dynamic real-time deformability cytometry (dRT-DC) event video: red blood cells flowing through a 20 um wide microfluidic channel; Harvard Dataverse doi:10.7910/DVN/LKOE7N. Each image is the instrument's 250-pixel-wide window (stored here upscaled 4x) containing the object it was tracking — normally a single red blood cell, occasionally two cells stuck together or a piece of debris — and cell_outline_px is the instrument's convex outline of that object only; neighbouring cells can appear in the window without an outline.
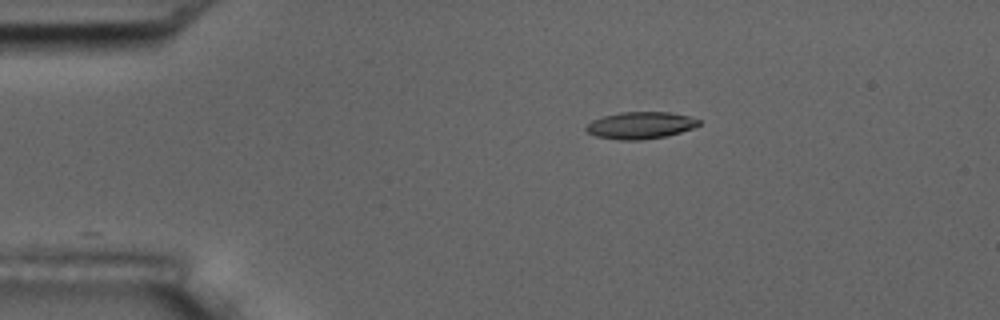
{"species": "common noctule bat (a hibernating species)", "species_latin": "Nyctalus noctula", "temperature_condition": "room temperature", "stored_images_in_passage": 15, "camera_frame_rate_fps": 3000, "um_per_image_px": 0.085, "animal": {"sex": "male", "body_mass_g": 17.5, "forearm_length_mm": 52.3}, "frame": {"image": 1, "passage_image": 1, "time_ms": 0.0, "image_size_px": [1000, 320], "cell_outline_px": [[700, 124], [692, 128], [680, 132], [664, 136], [640, 140], [620, 140], [596, 136], [588, 132], [584, 128], [592, 120], [604, 116], [620, 112], [668, 112], [688, 116], [700, 120]], "centroid_in_image_um": [54.41, 10.65], "position_along_channel_um": 30.6, "area_um2": 17.51}}
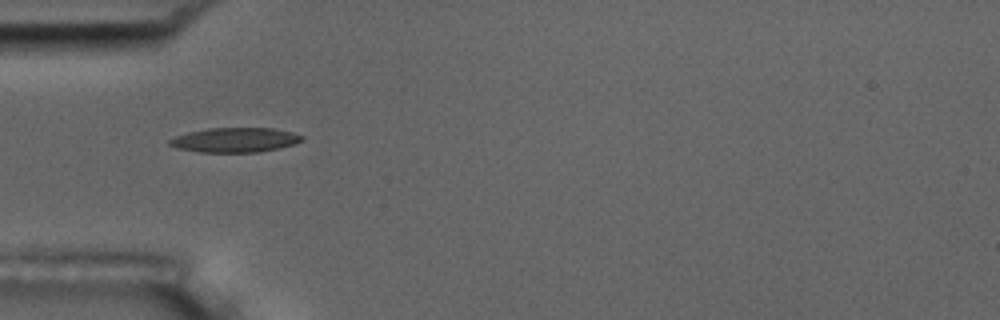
{"frame": {"image": 2, "passage_image": 8, "time_ms": 2.333, "image_size_px": [1000, 320], "cell_outline_px": [[304, 140], [280, 148], [260, 152], [200, 152], [176, 148], [168, 144], [168, 140], [176, 136], [188, 132], [208, 128], [272, 128], [292, 132], [304, 136]], "centroid_in_image_um": [19.97, 11.9], "position_along_channel_um": 65.0, "area_um2": 19.02}}
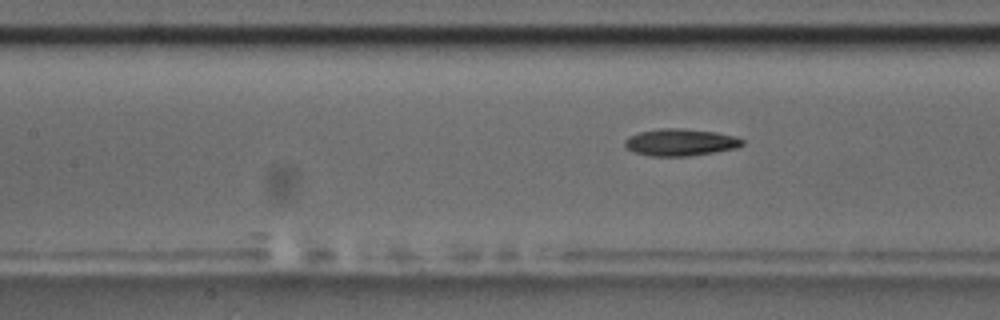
{"frame": {"image": 3, "passage_image": 15, "time_ms": 4.667, "image_size_px": [1000, 320], "cell_outline_px": [[744, 144], [736, 148], [716, 152], [688, 156], [648, 156], [632, 152], [624, 144], [624, 140], [628, 136], [640, 132], [660, 128], [684, 128], [716, 132], [736, 136], [744, 140]], "centroid_in_image_um": [57.83, 12.09], "position_along_channel_um": 149.6, "area_um2": 18.73}}